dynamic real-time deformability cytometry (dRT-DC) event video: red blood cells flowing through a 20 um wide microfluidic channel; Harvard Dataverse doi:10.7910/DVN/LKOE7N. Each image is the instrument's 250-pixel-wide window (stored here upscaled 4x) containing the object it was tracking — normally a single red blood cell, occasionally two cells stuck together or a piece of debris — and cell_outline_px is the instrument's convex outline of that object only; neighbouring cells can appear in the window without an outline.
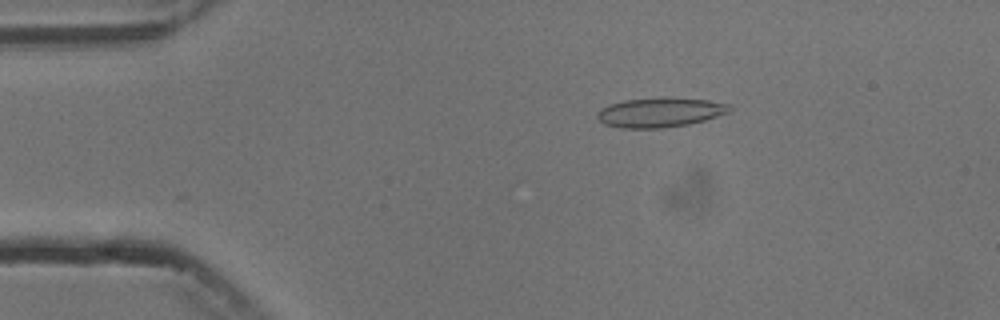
{"species": "common noctule bat (a hibernating species)", "species_latin": "Nyctalus noctula", "temperature_condition": "cold", "stored_images_in_passage": 6, "camera_frame_rate_fps": 3000, "um_per_image_px": 0.085, "animal": {"sex": "male", "body_mass_g": 13.3}, "frame": {"image": 1, "passage_image": 3, "time_ms": 2.333, "image_size_px": [1000, 320], "cell_outline_px": [[732, 108], [728, 112], [704, 120], [688, 124], [660, 128], [620, 128], [604, 124], [596, 116], [596, 112], [600, 108], [608, 104], [624, 100], [664, 96], [708, 100], [732, 104]], "centroid_in_image_um": [56.08, 9.53], "position_along_channel_um": 28.9, "area_um2": 23.12}}
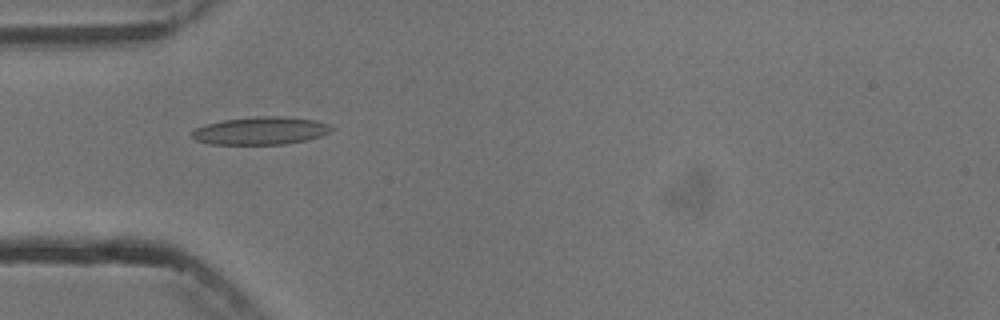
{"frame": {"image": 2, "passage_image": 5, "time_ms": 4.667, "image_size_px": [1000, 320], "cell_outline_px": [[336, 128], [332, 132], [308, 140], [284, 144], [208, 144], [196, 140], [192, 136], [192, 132], [196, 128], [204, 124], [220, 120], [256, 116], [288, 116], [316, 120], [328, 124]], "centroid_in_image_um": [22.19, 11.1], "position_along_channel_um": 62.8, "area_um2": 22.95}}
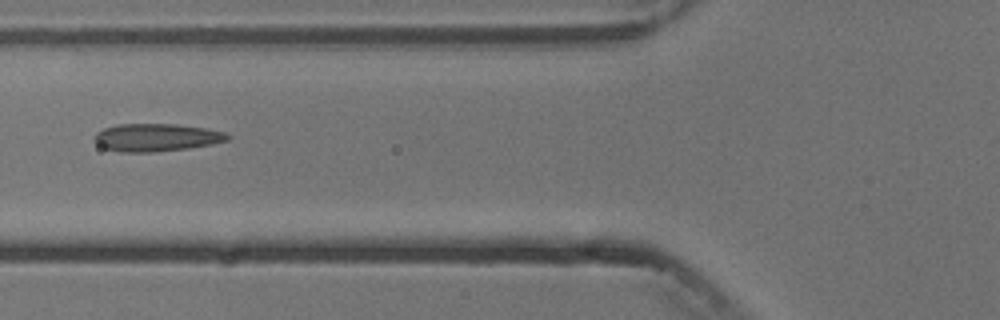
{"frame": {"image": 3, "passage_image": 6, "time_ms": 6.0, "image_size_px": [1000, 320], "cell_outline_px": [[232, 136], [228, 140], [212, 144], [188, 148], [152, 152], [120, 152], [104, 148], [96, 144], [96, 132], [104, 128], [116, 124], [176, 124], [208, 128], [224, 132]], "centroid_in_image_um": [13.31, 11.68], "position_along_channel_um": 112.5, "area_um2": 21.56}}